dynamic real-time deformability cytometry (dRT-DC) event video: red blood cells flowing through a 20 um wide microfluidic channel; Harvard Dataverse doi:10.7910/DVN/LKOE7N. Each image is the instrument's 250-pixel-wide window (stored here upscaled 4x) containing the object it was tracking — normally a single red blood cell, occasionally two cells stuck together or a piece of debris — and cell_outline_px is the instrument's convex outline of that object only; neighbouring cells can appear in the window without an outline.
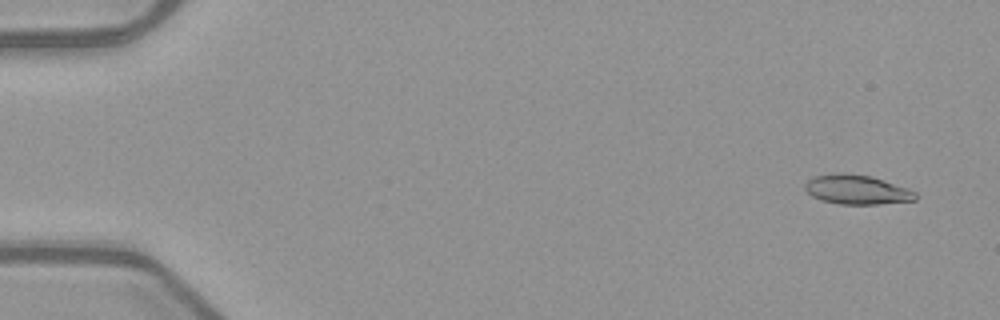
{"species": "common noctule bat (a hibernating species)", "species_latin": "Nyctalus noctula", "temperature_condition": "warm", "stored_images_in_passage": 51, "camera_frame_rate_fps": 3000, "um_per_image_px": 0.085, "animal": {"sex": "female", "body_mass_g": 21.9}, "frame": {"image": 1, "passage_image": 3, "time_ms": 0.667, "image_size_px": [1000, 320], "cell_outline_px": [[916, 200], [880, 204], [840, 204], [820, 200], [812, 196], [804, 188], [804, 184], [812, 176], [832, 172], [844, 172], [872, 176], [908, 188], [916, 192]], "centroid_in_image_um": [72.8, 16.1], "position_along_channel_um": 12.2, "area_um2": 19.25}}
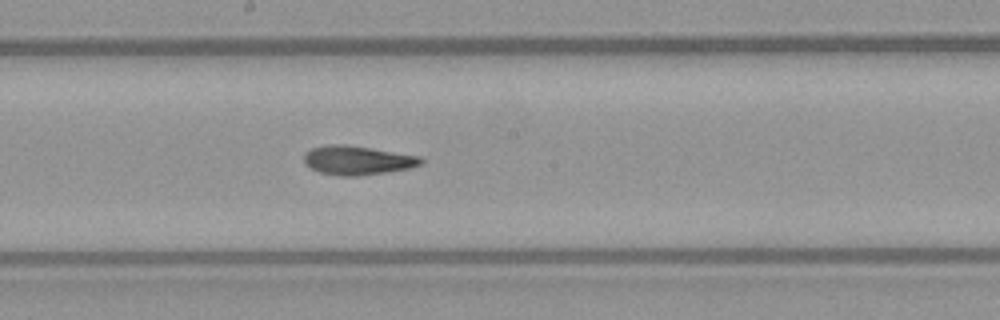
{"frame": {"image": 2, "passage_image": 29, "time_ms": 9.333, "image_size_px": [1000, 320], "cell_outline_px": [[424, 160], [420, 164], [408, 168], [384, 172], [356, 176], [340, 176], [320, 172], [312, 168], [304, 160], [304, 152], [312, 148], [324, 144], [344, 144], [420, 156]], "centroid_in_image_um": [30.35, 13.61], "position_along_channel_um": 217.9, "area_um2": 19.48}}
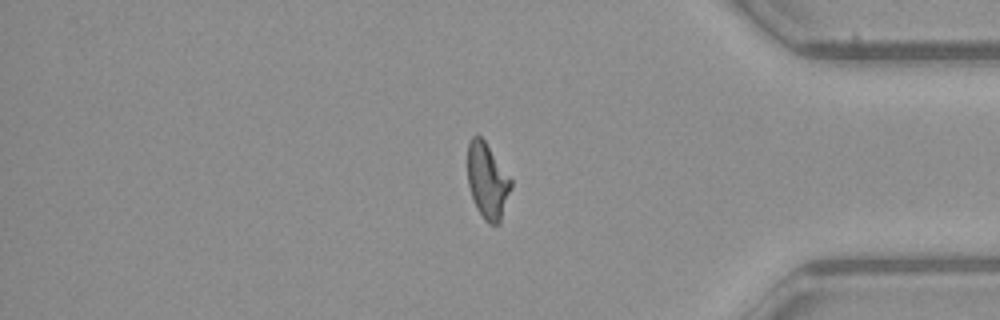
{"frame": {"image": 3, "passage_image": 44, "time_ms": 14.333, "image_size_px": [1000, 320], "cell_outline_px": [[512, 188], [500, 224], [488, 224], [484, 220], [476, 208], [468, 184], [468, 144], [472, 136], [480, 136], [484, 140], [512, 180]], "centroid_in_image_um": [41.44, 15.42], "position_along_channel_um": 393.8, "area_um2": 19.13}}